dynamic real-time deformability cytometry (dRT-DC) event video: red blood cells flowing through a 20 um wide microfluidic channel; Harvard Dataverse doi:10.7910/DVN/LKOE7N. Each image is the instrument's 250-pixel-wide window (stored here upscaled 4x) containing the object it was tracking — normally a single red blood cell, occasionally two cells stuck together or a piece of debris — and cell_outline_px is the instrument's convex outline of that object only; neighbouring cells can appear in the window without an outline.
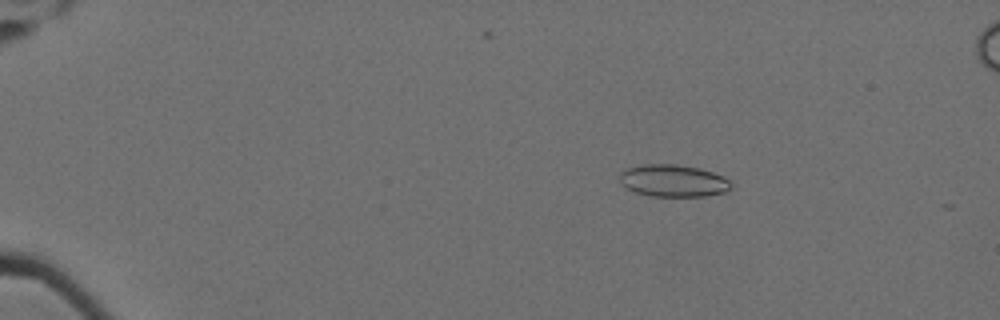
{"species": "Egyptian fruit bat (a non-hibernating species)", "species_latin": "Rousettus aegyptiacus", "temperature_condition": "cold", "stored_images_in_passage": 61, "camera_frame_rate_fps": 3000, "um_per_image_px": 0.085, "animal": {"sex": "female"}, "frame": {"image": 1, "passage_image": 12, "time_ms": 3.667, "image_size_px": [1000, 320], "cell_outline_px": [[732, 188], [724, 192], [704, 196], [648, 196], [624, 188], [620, 180], [620, 172], [624, 168], [640, 164], [676, 164], [700, 168], [724, 176], [732, 184]], "centroid_in_image_um": [57.19, 15.35], "position_along_channel_um": 27.8, "area_um2": 21.15}}
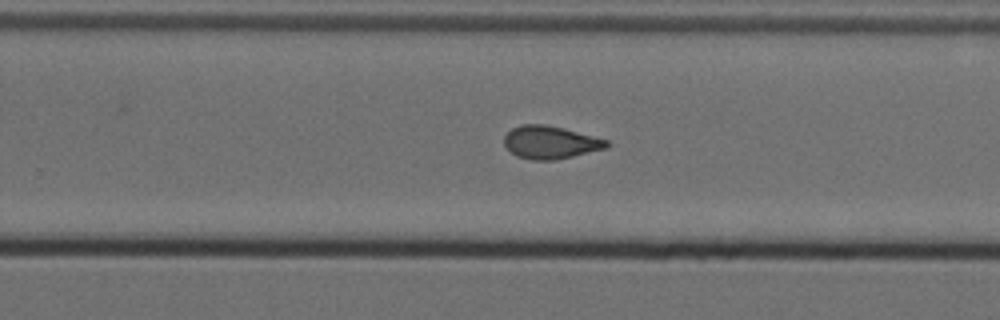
{"frame": {"image": 2, "passage_image": 42, "time_ms": 13.667, "image_size_px": [1000, 320], "cell_outline_px": [[608, 148], [572, 156], [552, 160], [532, 160], [516, 156], [504, 144], [504, 136], [512, 128], [520, 124], [544, 124], [564, 128], [608, 140]], "centroid_in_image_um": [46.77, 12.09], "position_along_channel_um": 283.0, "area_um2": 19.54}}
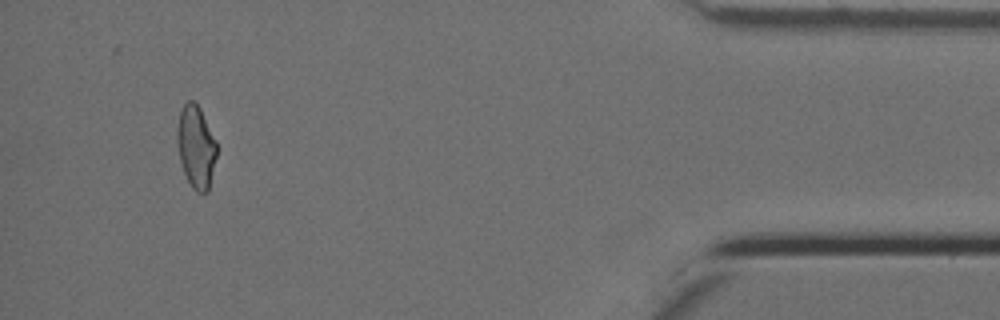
{"frame": {"image": 3, "passage_image": 58, "time_ms": 19.0, "image_size_px": [1000, 320], "cell_outline_px": [[216, 156], [208, 192], [196, 192], [192, 188], [184, 172], [180, 160], [176, 140], [176, 136], [180, 112], [184, 104], [188, 100], [192, 100], [200, 108], [216, 140]], "centroid_in_image_um": [16.66, 12.48], "position_along_channel_um": 418.5, "area_um2": 18.84}, "authors_computed_cell_mechanics": {"area_um2": 19.8832, "velocity_mm_per_s": 3.5071, "shape_relaxation_time_tau1_ms": null, "shape_relaxation_time_tau2_ms": 2.0193, "deformation_change_tau1": null, "deformation_change_tau2": 0.0825}}